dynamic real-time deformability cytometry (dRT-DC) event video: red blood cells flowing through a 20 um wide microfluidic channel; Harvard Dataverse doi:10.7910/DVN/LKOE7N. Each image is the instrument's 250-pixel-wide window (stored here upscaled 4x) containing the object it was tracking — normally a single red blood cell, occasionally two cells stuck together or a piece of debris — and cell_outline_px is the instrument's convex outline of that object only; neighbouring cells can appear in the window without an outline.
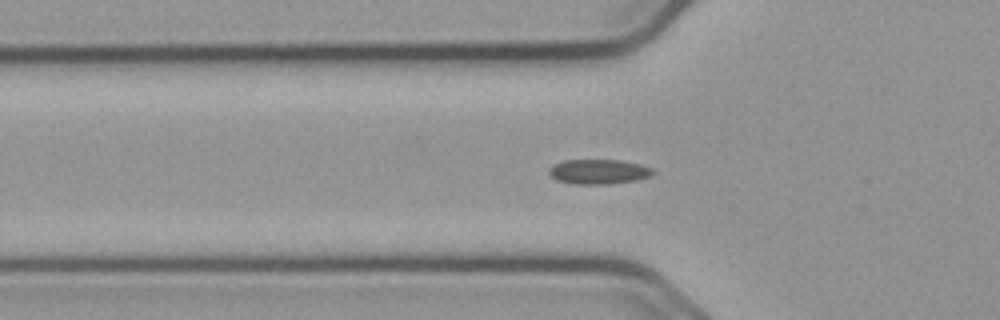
{"species": "common noctule bat (a hibernating species)", "species_latin": "Nyctalus noctula", "temperature_condition": "cold", "stored_images_in_passage": 42, "camera_frame_rate_fps": 3000, "um_per_image_px": 0.085, "animal": {"sex": "male", "body_mass_g": 23.1, "forearm_length_mm": 52.7}, "frame": {"image": 1, "passage_image": 4, "time_ms": 1.0, "image_size_px": [1000, 320], "cell_outline_px": [[656, 172], [652, 176], [636, 180], [608, 184], [572, 184], [556, 180], [548, 172], [548, 168], [564, 160], [620, 160], [640, 164], [652, 168]], "centroid_in_image_um": [50.91, 14.59], "position_along_channel_um": 74.9, "area_um2": 15.09}}
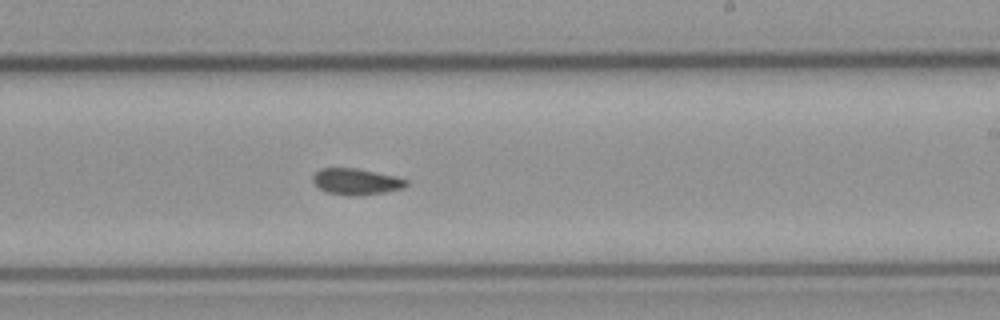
{"frame": {"image": 2, "passage_image": 19, "time_ms": 6.0, "image_size_px": [1000, 320], "cell_outline_px": [[408, 184], [404, 188], [384, 192], [356, 196], [352, 196], [328, 192], [320, 188], [312, 180], [312, 176], [320, 168], [356, 168], [392, 176], [408, 180]], "centroid_in_image_um": [30.27, 15.43], "position_along_channel_um": 258.7, "area_um2": 14.05}}
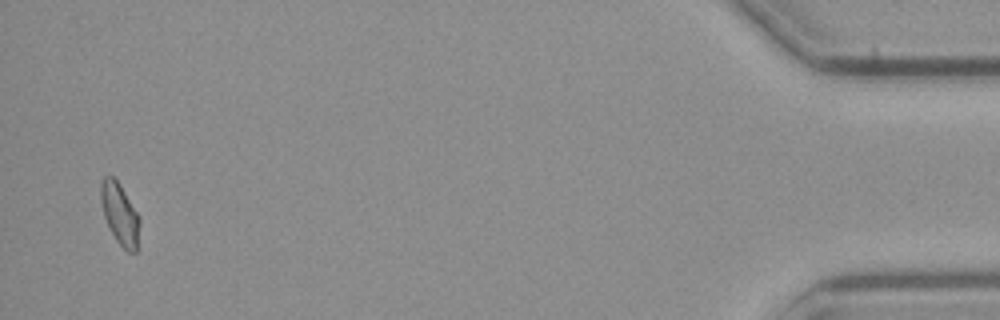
{"frame": {"image": 3, "passage_image": 40, "time_ms": 13.0, "image_size_px": [1000, 320], "cell_outline_px": [[140, 224], [136, 252], [128, 252], [116, 240], [104, 216], [100, 200], [100, 184], [104, 176], [112, 176], [120, 184], [136, 212], [140, 220]], "centroid_in_image_um": [10.17, 18.17], "position_along_channel_um": 425.0, "area_um2": 13.64}}